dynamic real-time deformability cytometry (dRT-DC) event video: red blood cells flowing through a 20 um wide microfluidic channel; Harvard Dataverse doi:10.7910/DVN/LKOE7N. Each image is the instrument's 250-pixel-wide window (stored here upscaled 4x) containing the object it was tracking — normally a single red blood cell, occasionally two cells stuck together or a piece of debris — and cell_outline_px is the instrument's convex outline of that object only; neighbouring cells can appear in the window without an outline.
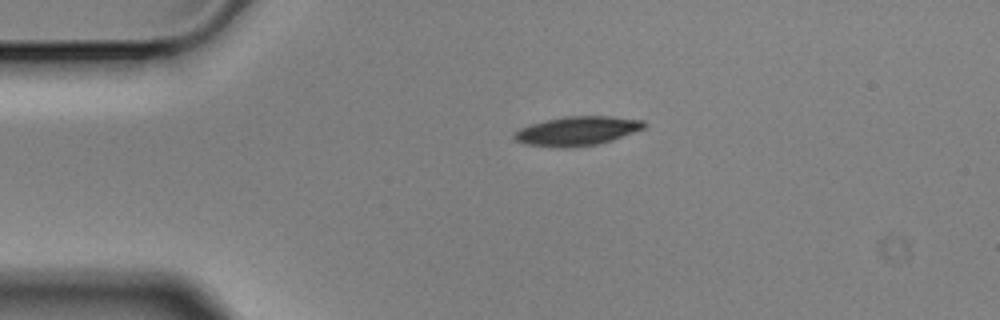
{"species": "Egyptian fruit bat (a non-hibernating species)", "species_latin": "Rousettus aegyptiacus", "temperature_condition": "cold", "stored_images_in_passage": 3, "camera_frame_rate_fps": 3000, "um_per_image_px": 0.085, "animal": {"sex": "male"}, "frame": {"image": 1, "passage_image": 3, "time_ms": 0.667, "image_size_px": [1000, 320], "cell_outline_px": [[644, 128], [612, 140], [596, 144], [564, 148], [528, 144], [516, 140], [512, 136], [512, 132], [520, 128], [544, 120], [564, 116], [608, 116], [644, 120]], "centroid_in_image_um": [49.03, 11.12], "position_along_channel_um": 36.0, "area_um2": 21.79}}